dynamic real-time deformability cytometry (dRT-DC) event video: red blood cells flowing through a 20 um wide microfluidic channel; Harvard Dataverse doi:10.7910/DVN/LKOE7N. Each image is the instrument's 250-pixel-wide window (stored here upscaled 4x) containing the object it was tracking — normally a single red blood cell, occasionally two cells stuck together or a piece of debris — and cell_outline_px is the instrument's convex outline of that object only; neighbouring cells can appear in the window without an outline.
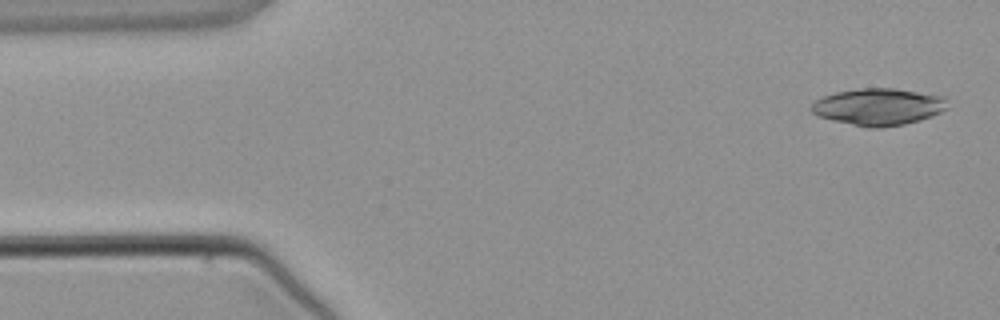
{"species": "common noctule bat (a hibernating species)", "species_latin": "Nyctalus noctula", "temperature_condition": "warm", "stored_images_in_passage": 4, "camera_frame_rate_fps": 3000, "um_per_image_px": 0.085, "animal": {"sex": "male", "body_mass_g": 21.5, "forearm_length_mm": 52.0}, "frame": {"image": 1, "passage_image": 1, "time_ms": 0.0, "image_size_px": [1000, 320], "cell_outline_px": [[948, 108], [932, 116], [920, 120], [904, 124], [880, 128], [868, 128], [832, 120], [820, 116], [812, 112], [812, 104], [816, 100], [824, 96], [836, 92], [860, 88], [896, 88], [948, 96]], "centroid_in_image_um": [74.74, 9.07], "position_along_channel_um": 10.3, "area_um2": 29.48}}